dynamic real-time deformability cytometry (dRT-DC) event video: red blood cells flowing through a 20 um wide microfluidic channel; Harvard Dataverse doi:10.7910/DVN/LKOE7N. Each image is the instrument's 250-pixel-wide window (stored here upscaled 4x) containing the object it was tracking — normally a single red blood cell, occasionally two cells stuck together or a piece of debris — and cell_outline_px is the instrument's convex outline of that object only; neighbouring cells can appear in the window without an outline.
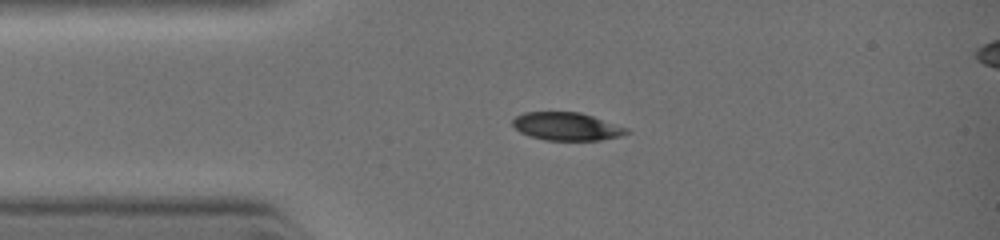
{"species": "common noctule bat (a hibernating species)", "species_latin": "Nyctalus noctula", "temperature_condition": "warm", "stored_images_in_passage": 33, "camera_frame_rate_fps": 3000, "um_per_image_px": 0.085, "animal": {"sex": "female", "body_mass_g": 19.0, "forearm_length_mm": 51.5}, "frame": {"image": 1, "passage_image": 3, "time_ms": 0.667, "image_size_px": [1000, 240], "cell_outline_px": [[628, 132], [620, 136], [600, 140], [548, 140], [532, 136], [520, 132], [512, 124], [512, 120], [516, 116], [524, 112], [580, 112], [628, 128]], "centroid_in_image_um": [48.15, 10.74], "position_along_channel_um": 36.8, "area_um2": 18.32}}
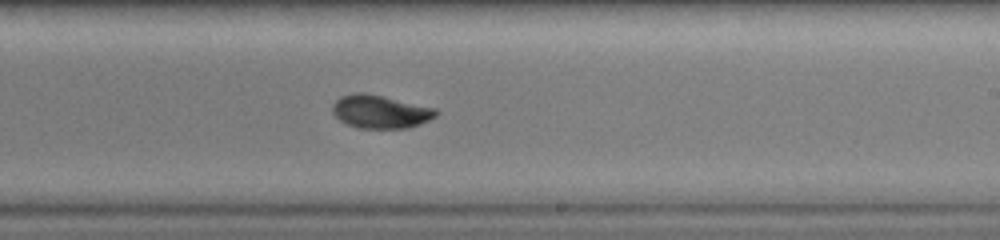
{"frame": {"image": 2, "passage_image": 19, "time_ms": 5.0, "image_size_px": [1000, 240], "cell_outline_px": [[440, 112], [436, 116], [420, 124], [408, 128], [360, 128], [348, 124], [340, 120], [332, 112], [332, 104], [340, 96], [352, 92], [368, 92], [436, 108]], "centroid_in_image_um": [32.33, 9.47], "position_along_channel_um": 256.7, "area_um2": 20.29}}
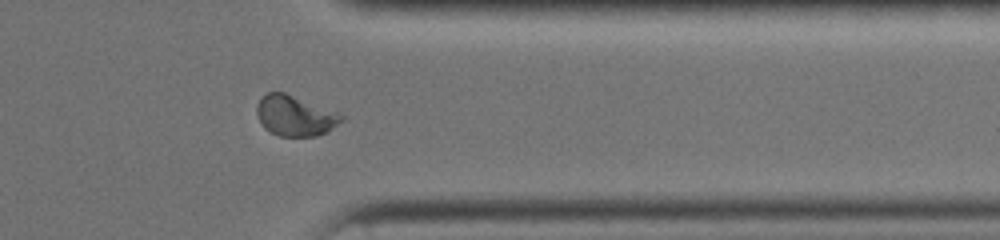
{"frame": {"image": 3, "passage_image": 28, "time_ms": 7.333, "image_size_px": [1000, 240], "cell_outline_px": [[344, 120], [328, 132], [316, 136], [280, 136], [264, 128], [256, 112], [256, 108], [260, 100], [268, 92], [284, 92], [336, 112], [344, 116]], "centroid_in_image_um": [25.09, 9.85], "position_along_channel_um": 386.3, "area_um2": 19.65}}